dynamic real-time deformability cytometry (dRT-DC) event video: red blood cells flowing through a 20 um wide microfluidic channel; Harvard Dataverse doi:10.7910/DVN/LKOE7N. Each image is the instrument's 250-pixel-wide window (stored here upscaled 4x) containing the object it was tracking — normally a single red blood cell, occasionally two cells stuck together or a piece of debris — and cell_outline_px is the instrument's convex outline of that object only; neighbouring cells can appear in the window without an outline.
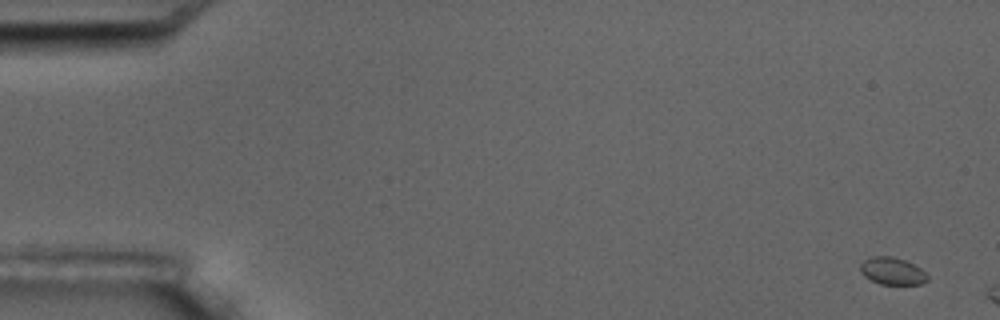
{"species": "common noctule bat (a hibernating species)", "species_latin": "Nyctalus noctula", "temperature_condition": "room temperature", "stored_images_in_passage": 5, "camera_frame_rate_fps": 3000, "um_per_image_px": 0.085, "animal": {"sex": "male", "body_mass_g": 17.5, "forearm_length_mm": 52.3}, "frame": {"image": 1, "passage_image": 1, "time_ms": 0.0, "image_size_px": [1000, 320], "cell_outline_px": [[928, 280], [920, 284], [880, 284], [864, 276], [860, 272], [860, 264], [864, 260], [872, 256], [892, 256], [904, 260], [920, 268], [928, 276]], "centroid_in_image_um": [75.82, 23.04], "position_along_channel_um": 9.2, "area_um2": 10.58}}